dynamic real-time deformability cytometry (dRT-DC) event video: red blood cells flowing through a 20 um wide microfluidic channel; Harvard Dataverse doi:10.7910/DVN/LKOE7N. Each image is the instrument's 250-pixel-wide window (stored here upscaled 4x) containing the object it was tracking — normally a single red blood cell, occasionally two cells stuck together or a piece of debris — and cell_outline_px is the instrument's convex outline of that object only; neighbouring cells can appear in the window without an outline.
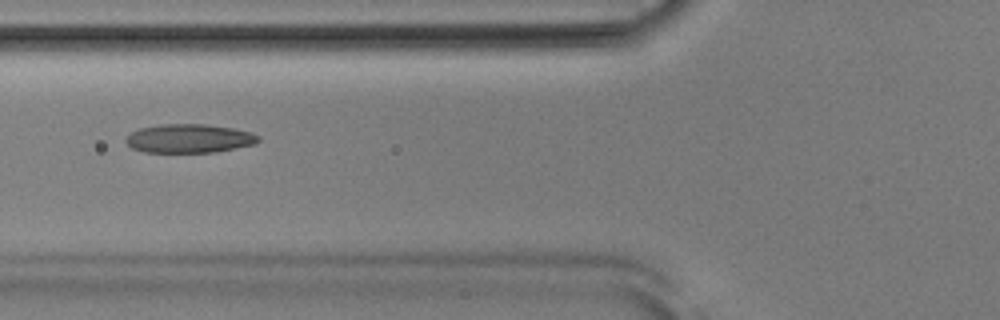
{"species": "Egyptian fruit bat (a non-hibernating species)", "species_latin": "Rousettus aegyptiacus", "temperature_condition": "room temperature", "stored_images_in_passage": 52, "camera_frame_rate_fps": 3000, "um_per_image_px": 0.085, "animal": {"sex": "male"}, "frame": {"image": 1, "passage_image": 20, "time_ms": 6.333, "image_size_px": [1000, 320], "cell_outline_px": [[260, 140], [256, 144], [216, 152], [144, 152], [132, 148], [124, 140], [132, 132], [140, 128], [160, 124], [204, 124], [232, 128], [252, 132], [260, 136]], "centroid_in_image_um": [16.11, 11.77], "position_along_channel_um": 109.7, "area_um2": 22.25}}
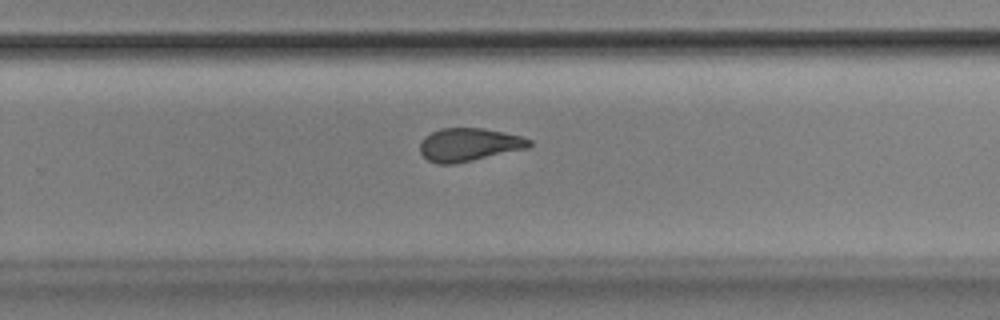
{"frame": {"image": 2, "passage_image": 34, "time_ms": 11.0, "image_size_px": [1000, 320], "cell_outline_px": [[532, 144], [528, 148], [472, 160], [452, 164], [436, 164], [428, 160], [420, 152], [420, 140], [424, 136], [440, 128], [484, 128], [504, 132], [520, 136], [532, 140]], "centroid_in_image_um": [39.84, 12.29], "position_along_channel_um": 290.0, "area_um2": 21.1}}
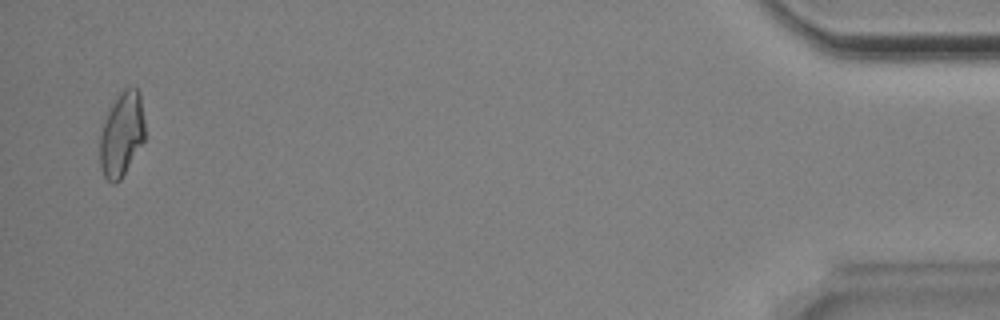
{"frame": {"image": 3, "passage_image": 51, "time_ms": 16.667, "image_size_px": [1000, 320], "cell_outline_px": [[144, 140], [120, 180], [116, 184], [112, 184], [104, 176], [100, 164], [100, 136], [104, 120], [116, 96], [124, 88], [136, 88], [140, 92], [144, 120]], "centroid_in_image_um": [10.34, 11.41], "position_along_channel_um": 424.9, "area_um2": 21.96}, "authors_computed_cell_mechanics": {"area_um2": 22.1085, "velocity_mm_per_s": 3.868, "shape_relaxation_time_tau1_ms": 5.3021, "shape_relaxation_time_tau2_ms": 1.8425, "deformation_change_tau1": 0.1537, "deformation_change_tau2": 0.0825}}